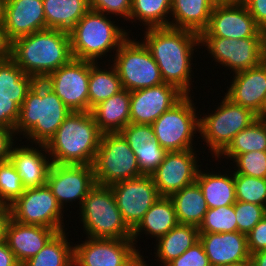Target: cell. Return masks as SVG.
Returning <instances> with one entry per match:
<instances>
[{"label":"cell","instance_id":"cell-51","mask_svg":"<svg viewBox=\"0 0 266 266\" xmlns=\"http://www.w3.org/2000/svg\"><path fill=\"white\" fill-rule=\"evenodd\" d=\"M10 218L9 207L0 204V243L5 241V230Z\"/></svg>","mask_w":266,"mask_h":266},{"label":"cell","instance_id":"cell-45","mask_svg":"<svg viewBox=\"0 0 266 266\" xmlns=\"http://www.w3.org/2000/svg\"><path fill=\"white\" fill-rule=\"evenodd\" d=\"M134 151L143 143H148L155 139L152 125L129 123L119 132Z\"/></svg>","mask_w":266,"mask_h":266},{"label":"cell","instance_id":"cell-19","mask_svg":"<svg viewBox=\"0 0 266 266\" xmlns=\"http://www.w3.org/2000/svg\"><path fill=\"white\" fill-rule=\"evenodd\" d=\"M183 96L175 86L167 83L131 91L130 123L151 125Z\"/></svg>","mask_w":266,"mask_h":266},{"label":"cell","instance_id":"cell-58","mask_svg":"<svg viewBox=\"0 0 266 266\" xmlns=\"http://www.w3.org/2000/svg\"><path fill=\"white\" fill-rule=\"evenodd\" d=\"M144 257L145 256L142 255V258L134 266H151V265H149V264L146 263L147 260H145Z\"/></svg>","mask_w":266,"mask_h":266},{"label":"cell","instance_id":"cell-56","mask_svg":"<svg viewBox=\"0 0 266 266\" xmlns=\"http://www.w3.org/2000/svg\"><path fill=\"white\" fill-rule=\"evenodd\" d=\"M223 266H252V263L251 261H242V262L230 263Z\"/></svg>","mask_w":266,"mask_h":266},{"label":"cell","instance_id":"cell-16","mask_svg":"<svg viewBox=\"0 0 266 266\" xmlns=\"http://www.w3.org/2000/svg\"><path fill=\"white\" fill-rule=\"evenodd\" d=\"M110 187L123 220L131 230L160 197L151 175L119 181Z\"/></svg>","mask_w":266,"mask_h":266},{"label":"cell","instance_id":"cell-28","mask_svg":"<svg viewBox=\"0 0 266 266\" xmlns=\"http://www.w3.org/2000/svg\"><path fill=\"white\" fill-rule=\"evenodd\" d=\"M212 9L208 0H171L170 27L200 35L209 24Z\"/></svg>","mask_w":266,"mask_h":266},{"label":"cell","instance_id":"cell-50","mask_svg":"<svg viewBox=\"0 0 266 266\" xmlns=\"http://www.w3.org/2000/svg\"><path fill=\"white\" fill-rule=\"evenodd\" d=\"M0 266H21L5 241L0 243Z\"/></svg>","mask_w":266,"mask_h":266},{"label":"cell","instance_id":"cell-42","mask_svg":"<svg viewBox=\"0 0 266 266\" xmlns=\"http://www.w3.org/2000/svg\"><path fill=\"white\" fill-rule=\"evenodd\" d=\"M235 215L238 232L247 235L266 215V208L253 203L236 201Z\"/></svg>","mask_w":266,"mask_h":266},{"label":"cell","instance_id":"cell-13","mask_svg":"<svg viewBox=\"0 0 266 266\" xmlns=\"http://www.w3.org/2000/svg\"><path fill=\"white\" fill-rule=\"evenodd\" d=\"M74 245V266H134L142 253L132 239L88 238Z\"/></svg>","mask_w":266,"mask_h":266},{"label":"cell","instance_id":"cell-4","mask_svg":"<svg viewBox=\"0 0 266 266\" xmlns=\"http://www.w3.org/2000/svg\"><path fill=\"white\" fill-rule=\"evenodd\" d=\"M101 136L91 111H72L46 147L52 163L93 165Z\"/></svg>","mask_w":266,"mask_h":266},{"label":"cell","instance_id":"cell-40","mask_svg":"<svg viewBox=\"0 0 266 266\" xmlns=\"http://www.w3.org/2000/svg\"><path fill=\"white\" fill-rule=\"evenodd\" d=\"M230 165L231 169L234 168V174L266 178V151H250L239 154L233 162H230Z\"/></svg>","mask_w":266,"mask_h":266},{"label":"cell","instance_id":"cell-25","mask_svg":"<svg viewBox=\"0 0 266 266\" xmlns=\"http://www.w3.org/2000/svg\"><path fill=\"white\" fill-rule=\"evenodd\" d=\"M177 224L178 220L172 199L170 197L160 196L145 213L139 224L132 230V240L140 252L141 250L137 243L143 234L146 237L149 235L148 237L154 238V241H157Z\"/></svg>","mask_w":266,"mask_h":266},{"label":"cell","instance_id":"cell-22","mask_svg":"<svg viewBox=\"0 0 266 266\" xmlns=\"http://www.w3.org/2000/svg\"><path fill=\"white\" fill-rule=\"evenodd\" d=\"M3 28L10 43L46 29L43 0H6Z\"/></svg>","mask_w":266,"mask_h":266},{"label":"cell","instance_id":"cell-26","mask_svg":"<svg viewBox=\"0 0 266 266\" xmlns=\"http://www.w3.org/2000/svg\"><path fill=\"white\" fill-rule=\"evenodd\" d=\"M130 99L131 91L122 89L91 109L102 133L120 132L130 123Z\"/></svg>","mask_w":266,"mask_h":266},{"label":"cell","instance_id":"cell-12","mask_svg":"<svg viewBox=\"0 0 266 266\" xmlns=\"http://www.w3.org/2000/svg\"><path fill=\"white\" fill-rule=\"evenodd\" d=\"M200 46L206 47L208 56L210 54L207 58H213L212 61L217 62L215 66L231 70L230 74L256 67L264 60L263 37H200Z\"/></svg>","mask_w":266,"mask_h":266},{"label":"cell","instance_id":"cell-6","mask_svg":"<svg viewBox=\"0 0 266 266\" xmlns=\"http://www.w3.org/2000/svg\"><path fill=\"white\" fill-rule=\"evenodd\" d=\"M78 210L86 237L132 239V230L124 222L110 186L95 184Z\"/></svg>","mask_w":266,"mask_h":266},{"label":"cell","instance_id":"cell-21","mask_svg":"<svg viewBox=\"0 0 266 266\" xmlns=\"http://www.w3.org/2000/svg\"><path fill=\"white\" fill-rule=\"evenodd\" d=\"M18 144L12 146L9 160L18 172L23 187L27 189L46 185L52 166L46 144Z\"/></svg>","mask_w":266,"mask_h":266},{"label":"cell","instance_id":"cell-30","mask_svg":"<svg viewBox=\"0 0 266 266\" xmlns=\"http://www.w3.org/2000/svg\"><path fill=\"white\" fill-rule=\"evenodd\" d=\"M173 201L179 224L199 227L208 210L207 203L198 183L183 187L170 196Z\"/></svg>","mask_w":266,"mask_h":266},{"label":"cell","instance_id":"cell-48","mask_svg":"<svg viewBox=\"0 0 266 266\" xmlns=\"http://www.w3.org/2000/svg\"><path fill=\"white\" fill-rule=\"evenodd\" d=\"M243 3L246 5L256 24L262 30L266 29V0H244Z\"/></svg>","mask_w":266,"mask_h":266},{"label":"cell","instance_id":"cell-55","mask_svg":"<svg viewBox=\"0 0 266 266\" xmlns=\"http://www.w3.org/2000/svg\"><path fill=\"white\" fill-rule=\"evenodd\" d=\"M5 3L6 0H0V24L4 21Z\"/></svg>","mask_w":266,"mask_h":266},{"label":"cell","instance_id":"cell-29","mask_svg":"<svg viewBox=\"0 0 266 266\" xmlns=\"http://www.w3.org/2000/svg\"><path fill=\"white\" fill-rule=\"evenodd\" d=\"M198 227L187 224H177L155 244L154 261L166 266L173 259L181 256L188 248L199 241Z\"/></svg>","mask_w":266,"mask_h":266},{"label":"cell","instance_id":"cell-34","mask_svg":"<svg viewBox=\"0 0 266 266\" xmlns=\"http://www.w3.org/2000/svg\"><path fill=\"white\" fill-rule=\"evenodd\" d=\"M66 231L57 232L39 253L21 266H74V243L68 240Z\"/></svg>","mask_w":266,"mask_h":266},{"label":"cell","instance_id":"cell-9","mask_svg":"<svg viewBox=\"0 0 266 266\" xmlns=\"http://www.w3.org/2000/svg\"><path fill=\"white\" fill-rule=\"evenodd\" d=\"M129 36L111 59L123 89L136 91L164 83L150 51L139 39Z\"/></svg>","mask_w":266,"mask_h":266},{"label":"cell","instance_id":"cell-11","mask_svg":"<svg viewBox=\"0 0 266 266\" xmlns=\"http://www.w3.org/2000/svg\"><path fill=\"white\" fill-rule=\"evenodd\" d=\"M9 207L10 218L29 225L65 231L64 212L48 185L27 188ZM63 224V225H62Z\"/></svg>","mask_w":266,"mask_h":266},{"label":"cell","instance_id":"cell-38","mask_svg":"<svg viewBox=\"0 0 266 266\" xmlns=\"http://www.w3.org/2000/svg\"><path fill=\"white\" fill-rule=\"evenodd\" d=\"M236 201L248 202L266 208V178L234 174Z\"/></svg>","mask_w":266,"mask_h":266},{"label":"cell","instance_id":"cell-39","mask_svg":"<svg viewBox=\"0 0 266 266\" xmlns=\"http://www.w3.org/2000/svg\"><path fill=\"white\" fill-rule=\"evenodd\" d=\"M24 190L21 178L10 160L0 162V204L11 205Z\"/></svg>","mask_w":266,"mask_h":266},{"label":"cell","instance_id":"cell-44","mask_svg":"<svg viewBox=\"0 0 266 266\" xmlns=\"http://www.w3.org/2000/svg\"><path fill=\"white\" fill-rule=\"evenodd\" d=\"M90 9L101 12L113 18H124V22L129 21L131 11V0H88ZM117 15V16H116Z\"/></svg>","mask_w":266,"mask_h":266},{"label":"cell","instance_id":"cell-37","mask_svg":"<svg viewBox=\"0 0 266 266\" xmlns=\"http://www.w3.org/2000/svg\"><path fill=\"white\" fill-rule=\"evenodd\" d=\"M198 230L199 233H225L238 231L235 204L218 208H208Z\"/></svg>","mask_w":266,"mask_h":266},{"label":"cell","instance_id":"cell-7","mask_svg":"<svg viewBox=\"0 0 266 266\" xmlns=\"http://www.w3.org/2000/svg\"><path fill=\"white\" fill-rule=\"evenodd\" d=\"M214 110L199 115L200 137L208 153L217 158L241 130L248 127L258 116L250 109L231 101L225 94ZM202 137V138H201Z\"/></svg>","mask_w":266,"mask_h":266},{"label":"cell","instance_id":"cell-31","mask_svg":"<svg viewBox=\"0 0 266 266\" xmlns=\"http://www.w3.org/2000/svg\"><path fill=\"white\" fill-rule=\"evenodd\" d=\"M46 29L69 32L90 9L88 0H43Z\"/></svg>","mask_w":266,"mask_h":266},{"label":"cell","instance_id":"cell-57","mask_svg":"<svg viewBox=\"0 0 266 266\" xmlns=\"http://www.w3.org/2000/svg\"><path fill=\"white\" fill-rule=\"evenodd\" d=\"M264 61L266 62V29L263 30Z\"/></svg>","mask_w":266,"mask_h":266},{"label":"cell","instance_id":"cell-33","mask_svg":"<svg viewBox=\"0 0 266 266\" xmlns=\"http://www.w3.org/2000/svg\"><path fill=\"white\" fill-rule=\"evenodd\" d=\"M250 151H266L265 119L258 117L248 127L236 134L227 148L214 160L221 162L225 158L233 161L239 154Z\"/></svg>","mask_w":266,"mask_h":266},{"label":"cell","instance_id":"cell-43","mask_svg":"<svg viewBox=\"0 0 266 266\" xmlns=\"http://www.w3.org/2000/svg\"><path fill=\"white\" fill-rule=\"evenodd\" d=\"M26 96H0V125L14 131Z\"/></svg>","mask_w":266,"mask_h":266},{"label":"cell","instance_id":"cell-5","mask_svg":"<svg viewBox=\"0 0 266 266\" xmlns=\"http://www.w3.org/2000/svg\"><path fill=\"white\" fill-rule=\"evenodd\" d=\"M112 18L93 9L87 11L69 31L73 58L98 63L113 51L106 59L111 62L121 44L133 34Z\"/></svg>","mask_w":266,"mask_h":266},{"label":"cell","instance_id":"cell-1","mask_svg":"<svg viewBox=\"0 0 266 266\" xmlns=\"http://www.w3.org/2000/svg\"><path fill=\"white\" fill-rule=\"evenodd\" d=\"M143 31L141 41L156 61L164 83L175 86L184 95H192V66L195 65L192 62L194 52L201 48L200 35L172 27L148 28Z\"/></svg>","mask_w":266,"mask_h":266},{"label":"cell","instance_id":"cell-10","mask_svg":"<svg viewBox=\"0 0 266 266\" xmlns=\"http://www.w3.org/2000/svg\"><path fill=\"white\" fill-rule=\"evenodd\" d=\"M95 183L110 186L142 176L133 150L119 133H102L93 163Z\"/></svg>","mask_w":266,"mask_h":266},{"label":"cell","instance_id":"cell-49","mask_svg":"<svg viewBox=\"0 0 266 266\" xmlns=\"http://www.w3.org/2000/svg\"><path fill=\"white\" fill-rule=\"evenodd\" d=\"M17 140L13 130L0 125V162L9 159L11 148Z\"/></svg>","mask_w":266,"mask_h":266},{"label":"cell","instance_id":"cell-3","mask_svg":"<svg viewBox=\"0 0 266 266\" xmlns=\"http://www.w3.org/2000/svg\"><path fill=\"white\" fill-rule=\"evenodd\" d=\"M71 112L47 84L37 81L20 107L15 136L20 142L47 144Z\"/></svg>","mask_w":266,"mask_h":266},{"label":"cell","instance_id":"cell-15","mask_svg":"<svg viewBox=\"0 0 266 266\" xmlns=\"http://www.w3.org/2000/svg\"><path fill=\"white\" fill-rule=\"evenodd\" d=\"M95 184L93 165L52 163L47 177L48 187L65 211L67 207L74 208L73 202L76 203L78 200L77 206L79 204L80 208L84 198Z\"/></svg>","mask_w":266,"mask_h":266},{"label":"cell","instance_id":"cell-14","mask_svg":"<svg viewBox=\"0 0 266 266\" xmlns=\"http://www.w3.org/2000/svg\"><path fill=\"white\" fill-rule=\"evenodd\" d=\"M90 61L72 58L49 74L43 82L74 112H88Z\"/></svg>","mask_w":266,"mask_h":266},{"label":"cell","instance_id":"cell-20","mask_svg":"<svg viewBox=\"0 0 266 266\" xmlns=\"http://www.w3.org/2000/svg\"><path fill=\"white\" fill-rule=\"evenodd\" d=\"M231 78L224 94L259 117L266 101V62L263 60L258 66L237 72Z\"/></svg>","mask_w":266,"mask_h":266},{"label":"cell","instance_id":"cell-24","mask_svg":"<svg viewBox=\"0 0 266 266\" xmlns=\"http://www.w3.org/2000/svg\"><path fill=\"white\" fill-rule=\"evenodd\" d=\"M199 240L211 266L251 261L247 235L236 232L200 233Z\"/></svg>","mask_w":266,"mask_h":266},{"label":"cell","instance_id":"cell-23","mask_svg":"<svg viewBox=\"0 0 266 266\" xmlns=\"http://www.w3.org/2000/svg\"><path fill=\"white\" fill-rule=\"evenodd\" d=\"M57 233L56 230L39 225L23 224L9 218L5 230V242L22 265L39 253Z\"/></svg>","mask_w":266,"mask_h":266},{"label":"cell","instance_id":"cell-2","mask_svg":"<svg viewBox=\"0 0 266 266\" xmlns=\"http://www.w3.org/2000/svg\"><path fill=\"white\" fill-rule=\"evenodd\" d=\"M10 58L37 81L67 64L72 58L69 32L44 29L10 43Z\"/></svg>","mask_w":266,"mask_h":266},{"label":"cell","instance_id":"cell-32","mask_svg":"<svg viewBox=\"0 0 266 266\" xmlns=\"http://www.w3.org/2000/svg\"><path fill=\"white\" fill-rule=\"evenodd\" d=\"M99 63L102 66L104 64L105 68L100 66ZM105 63L106 61L104 63L90 61L88 85L89 111L100 102L107 100L123 89L115 67L110 62Z\"/></svg>","mask_w":266,"mask_h":266},{"label":"cell","instance_id":"cell-47","mask_svg":"<svg viewBox=\"0 0 266 266\" xmlns=\"http://www.w3.org/2000/svg\"><path fill=\"white\" fill-rule=\"evenodd\" d=\"M250 254L266 249V215L247 234Z\"/></svg>","mask_w":266,"mask_h":266},{"label":"cell","instance_id":"cell-53","mask_svg":"<svg viewBox=\"0 0 266 266\" xmlns=\"http://www.w3.org/2000/svg\"><path fill=\"white\" fill-rule=\"evenodd\" d=\"M252 266H266V249L251 254Z\"/></svg>","mask_w":266,"mask_h":266},{"label":"cell","instance_id":"cell-46","mask_svg":"<svg viewBox=\"0 0 266 266\" xmlns=\"http://www.w3.org/2000/svg\"><path fill=\"white\" fill-rule=\"evenodd\" d=\"M166 266H211L200 240Z\"/></svg>","mask_w":266,"mask_h":266},{"label":"cell","instance_id":"cell-18","mask_svg":"<svg viewBox=\"0 0 266 266\" xmlns=\"http://www.w3.org/2000/svg\"><path fill=\"white\" fill-rule=\"evenodd\" d=\"M200 37H263V30L256 24L246 5L239 3L213 7L209 24Z\"/></svg>","mask_w":266,"mask_h":266},{"label":"cell","instance_id":"cell-8","mask_svg":"<svg viewBox=\"0 0 266 266\" xmlns=\"http://www.w3.org/2000/svg\"><path fill=\"white\" fill-rule=\"evenodd\" d=\"M194 95H184L169 110L164 112L151 125L154 137L167 152L198 149L194 143L199 130L198 108L193 100ZM197 112V113H196Z\"/></svg>","mask_w":266,"mask_h":266},{"label":"cell","instance_id":"cell-27","mask_svg":"<svg viewBox=\"0 0 266 266\" xmlns=\"http://www.w3.org/2000/svg\"><path fill=\"white\" fill-rule=\"evenodd\" d=\"M207 169V170H206ZM199 169L196 182L202 190L208 208L233 205L236 203L234 173L231 169H225L223 174L220 169L216 172L207 167ZM206 171V172H205ZM209 171V172H208ZM228 174H227V173Z\"/></svg>","mask_w":266,"mask_h":266},{"label":"cell","instance_id":"cell-35","mask_svg":"<svg viewBox=\"0 0 266 266\" xmlns=\"http://www.w3.org/2000/svg\"><path fill=\"white\" fill-rule=\"evenodd\" d=\"M170 14L171 0H131L129 23H142L146 29L170 27Z\"/></svg>","mask_w":266,"mask_h":266},{"label":"cell","instance_id":"cell-52","mask_svg":"<svg viewBox=\"0 0 266 266\" xmlns=\"http://www.w3.org/2000/svg\"><path fill=\"white\" fill-rule=\"evenodd\" d=\"M10 57V42L8 41L3 24H0V60Z\"/></svg>","mask_w":266,"mask_h":266},{"label":"cell","instance_id":"cell-59","mask_svg":"<svg viewBox=\"0 0 266 266\" xmlns=\"http://www.w3.org/2000/svg\"><path fill=\"white\" fill-rule=\"evenodd\" d=\"M259 118H262V119L266 120V101H265V105H264L263 111H262L261 115L259 116Z\"/></svg>","mask_w":266,"mask_h":266},{"label":"cell","instance_id":"cell-54","mask_svg":"<svg viewBox=\"0 0 266 266\" xmlns=\"http://www.w3.org/2000/svg\"><path fill=\"white\" fill-rule=\"evenodd\" d=\"M213 7L243 3L244 0H208Z\"/></svg>","mask_w":266,"mask_h":266},{"label":"cell","instance_id":"cell-41","mask_svg":"<svg viewBox=\"0 0 266 266\" xmlns=\"http://www.w3.org/2000/svg\"><path fill=\"white\" fill-rule=\"evenodd\" d=\"M133 152L143 175H151L164 160L167 153L155 139L148 143H143Z\"/></svg>","mask_w":266,"mask_h":266},{"label":"cell","instance_id":"cell-36","mask_svg":"<svg viewBox=\"0 0 266 266\" xmlns=\"http://www.w3.org/2000/svg\"><path fill=\"white\" fill-rule=\"evenodd\" d=\"M36 82L10 57L0 60V96H27Z\"/></svg>","mask_w":266,"mask_h":266},{"label":"cell","instance_id":"cell-17","mask_svg":"<svg viewBox=\"0 0 266 266\" xmlns=\"http://www.w3.org/2000/svg\"><path fill=\"white\" fill-rule=\"evenodd\" d=\"M198 149L167 152L164 160L151 174L160 196L170 197L196 181L201 165Z\"/></svg>","mask_w":266,"mask_h":266}]
</instances>
